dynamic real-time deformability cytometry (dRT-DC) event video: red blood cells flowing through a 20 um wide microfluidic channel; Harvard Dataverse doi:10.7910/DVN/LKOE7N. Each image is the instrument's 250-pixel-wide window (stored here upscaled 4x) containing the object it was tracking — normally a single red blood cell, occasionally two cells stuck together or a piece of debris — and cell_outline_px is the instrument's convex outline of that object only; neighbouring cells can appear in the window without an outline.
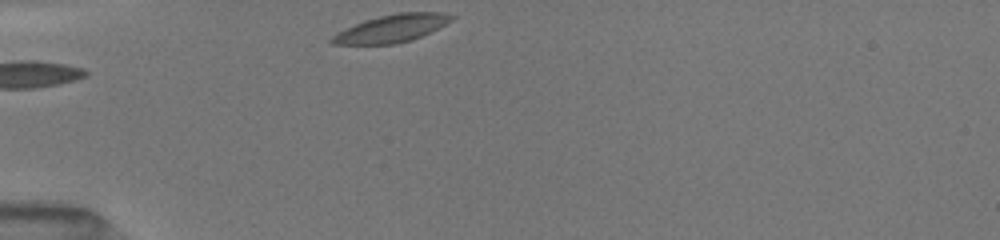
{"species": "common noctule bat (a hibernating species)", "species_latin": "Nyctalus noctula", "temperature_condition": "room temperature", "stored_images_in_passage": 32, "camera_frame_rate_fps": 3000, "um_per_image_px": 0.085, "animal": {"sex": "female", "body_mass_g": 19.5, "forearm_length_mm": 54.1}, "frame": {"image": 1, "passage_image": 1, "time_ms": 0.0, "image_size_px": [1000, 240], "cell_outline_px": [[456, 16], [452, 20], [412, 40], [396, 44], [332, 44], [328, 40], [336, 32], [344, 28], [364, 20], [380, 16], [400, 12], [440, 12]], "centroid_in_image_um": [33.23, 2.42], "position_along_channel_um": 51.8, "area_um2": 19.13}}
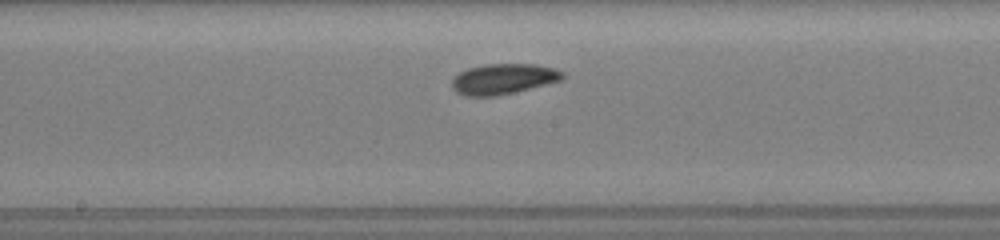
{"frame": {"image": 2, "passage_image": 14, "time_ms": 4.333, "image_size_px": [1000, 240], "cell_outline_px": [[564, 76], [560, 80], [496, 96], [464, 96], [456, 92], [452, 88], [452, 80], [460, 72], [468, 68], [484, 64], [536, 64], [552, 68], [564, 72]], "centroid_in_image_um": [42.73, 6.7], "position_along_channel_um": 205.5, "area_um2": 19.36}}
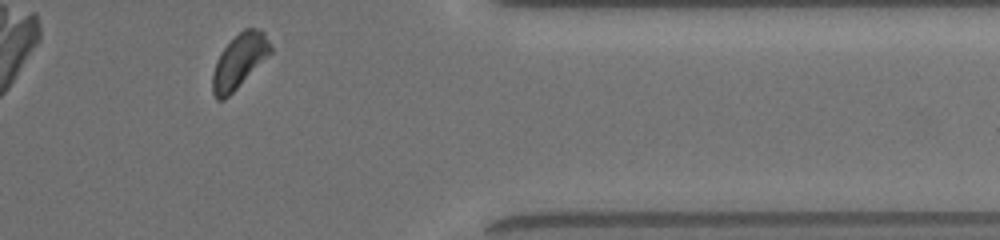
{"frame": {"image": 3, "passage_image": 29, "time_ms": 9.333, "image_size_px": [1000, 240], "cell_outline_px": [[272, 52], [224, 100], [216, 100], [212, 92], [212, 72], [216, 60], [220, 52], [244, 28], [260, 28], [264, 32], [272, 44]], "centroid_in_image_um": [20.33, 5.18], "position_along_channel_um": 391.1, "area_um2": 18.15}, "authors_computed_cell_mechanics": {"area_um2": 18.7561, "velocity_mm_per_s": 4.0034, "shape_relaxation_time_tau1_ms": 3.6183, "shape_relaxation_time_tau2_ms": null, "deformation_change_tau1": 0.0723, "deformation_change_tau2": null}}